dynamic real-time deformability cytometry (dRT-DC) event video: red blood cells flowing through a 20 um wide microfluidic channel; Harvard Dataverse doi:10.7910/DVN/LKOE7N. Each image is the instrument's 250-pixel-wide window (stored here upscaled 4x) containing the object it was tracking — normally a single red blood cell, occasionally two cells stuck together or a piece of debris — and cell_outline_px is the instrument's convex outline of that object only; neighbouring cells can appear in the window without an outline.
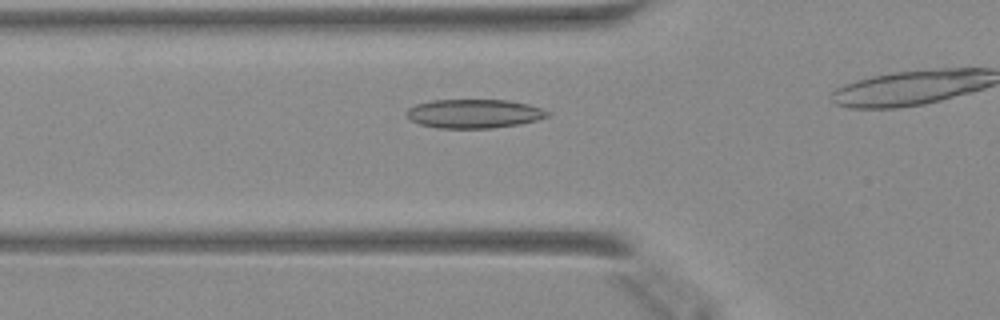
{"species": "Egyptian fruit bat (a non-hibernating species)", "species_latin": "Rousettus aegyptiacus", "temperature_condition": "warm", "stored_images_in_passage": 17, "camera_frame_rate_fps": 3000, "um_per_image_px": 0.085, "animal": {"sex": "female"}, "frame": {"image": 1, "passage_image": 4, "time_ms": 1.0, "image_size_px": [1000, 320], "cell_outline_px": [[552, 112], [548, 116], [536, 120], [520, 124], [492, 128], [440, 128], [420, 124], [412, 120], [408, 116], [408, 108], [416, 104], [432, 100], [508, 100], [528, 104]], "centroid_in_image_um": [40.33, 9.66], "position_along_channel_um": 85.5, "area_um2": 23.58}}
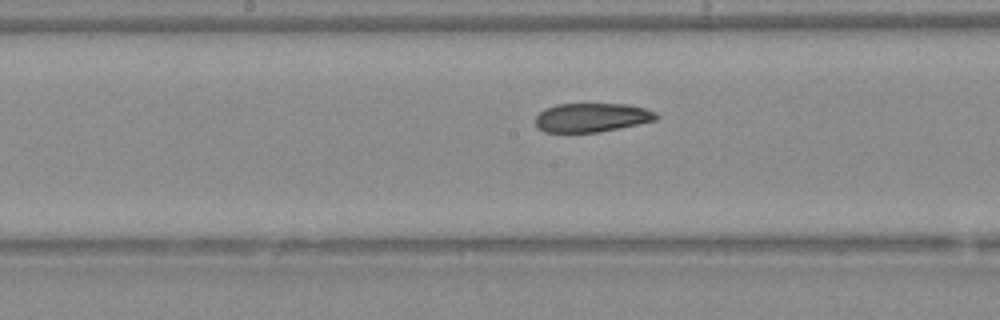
{"frame": {"image": 2, "passage_image": 12, "time_ms": 3.667, "image_size_px": [1000, 320], "cell_outline_px": [[660, 116], [656, 120], [640, 124], [600, 132], [544, 132], [536, 128], [536, 116], [544, 108], [556, 104], [628, 104], [644, 108], [656, 112]], "centroid_in_image_um": [50.3, 9.99], "position_along_channel_um": 197.9, "area_um2": 20.58}}
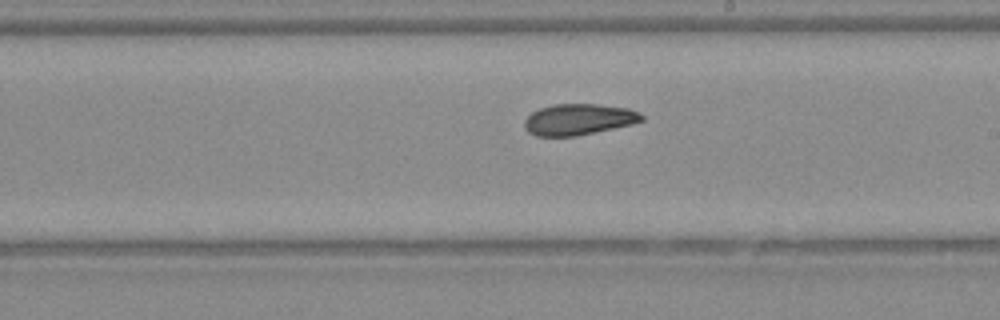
{"frame": {"image": 3, "passage_image": 15, "time_ms": 4.667, "image_size_px": [1000, 320], "cell_outline_px": [[644, 120], [632, 124], [576, 136], [536, 136], [528, 132], [524, 128], [524, 120], [532, 112], [540, 108], [552, 104], [600, 104], [628, 108], [640, 112], [644, 116]], "centroid_in_image_um": [49.18, 10.14], "position_along_channel_um": 239.8, "area_um2": 21.39}}